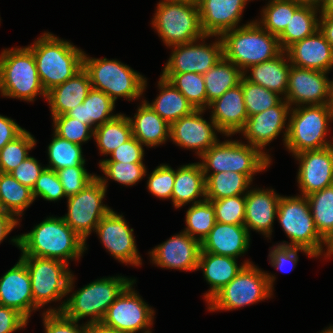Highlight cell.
Segmentation results:
<instances>
[{"label":"cell","mask_w":333,"mask_h":333,"mask_svg":"<svg viewBox=\"0 0 333 333\" xmlns=\"http://www.w3.org/2000/svg\"><path fill=\"white\" fill-rule=\"evenodd\" d=\"M0 305L17 310L27 320L33 310L40 309L33 301L31 278L21 259L0 278Z\"/></svg>","instance_id":"7402d4cb"},{"label":"cell","mask_w":333,"mask_h":333,"mask_svg":"<svg viewBox=\"0 0 333 333\" xmlns=\"http://www.w3.org/2000/svg\"><path fill=\"white\" fill-rule=\"evenodd\" d=\"M66 198L82 191L97 176L89 174L85 167H67L56 171Z\"/></svg>","instance_id":"816d5d0a"},{"label":"cell","mask_w":333,"mask_h":333,"mask_svg":"<svg viewBox=\"0 0 333 333\" xmlns=\"http://www.w3.org/2000/svg\"><path fill=\"white\" fill-rule=\"evenodd\" d=\"M327 73L291 64L284 99L290 106L329 104Z\"/></svg>","instance_id":"e0dca14e"},{"label":"cell","mask_w":333,"mask_h":333,"mask_svg":"<svg viewBox=\"0 0 333 333\" xmlns=\"http://www.w3.org/2000/svg\"><path fill=\"white\" fill-rule=\"evenodd\" d=\"M174 180L175 170L167 164H162L149 175L147 188L156 197L172 200Z\"/></svg>","instance_id":"f5cc1de1"},{"label":"cell","mask_w":333,"mask_h":333,"mask_svg":"<svg viewBox=\"0 0 333 333\" xmlns=\"http://www.w3.org/2000/svg\"><path fill=\"white\" fill-rule=\"evenodd\" d=\"M203 112L204 109H196L170 125V140L182 148L195 149L199 158L218 142L215 131L220 132L212 119L207 122L202 118Z\"/></svg>","instance_id":"ac0fdd59"},{"label":"cell","mask_w":333,"mask_h":333,"mask_svg":"<svg viewBox=\"0 0 333 333\" xmlns=\"http://www.w3.org/2000/svg\"><path fill=\"white\" fill-rule=\"evenodd\" d=\"M0 92L2 96L32 102L37 95L47 97L38 75L32 51L25 48L3 50L0 55Z\"/></svg>","instance_id":"8992f818"},{"label":"cell","mask_w":333,"mask_h":333,"mask_svg":"<svg viewBox=\"0 0 333 333\" xmlns=\"http://www.w3.org/2000/svg\"><path fill=\"white\" fill-rule=\"evenodd\" d=\"M319 6L302 4L293 14L284 31L278 36L280 47L285 51L293 43L313 35L319 29Z\"/></svg>","instance_id":"e575fe53"},{"label":"cell","mask_w":333,"mask_h":333,"mask_svg":"<svg viewBox=\"0 0 333 333\" xmlns=\"http://www.w3.org/2000/svg\"><path fill=\"white\" fill-rule=\"evenodd\" d=\"M203 197V199H198ZM206 200L205 175L200 163L183 165L175 171L172 202L180 208L190 202L193 204Z\"/></svg>","instance_id":"4dcf8cb0"},{"label":"cell","mask_w":333,"mask_h":333,"mask_svg":"<svg viewBox=\"0 0 333 333\" xmlns=\"http://www.w3.org/2000/svg\"><path fill=\"white\" fill-rule=\"evenodd\" d=\"M210 108L213 110L211 119L220 133L227 137L239 133L248 119L241 82L211 102Z\"/></svg>","instance_id":"d4e9b609"},{"label":"cell","mask_w":333,"mask_h":333,"mask_svg":"<svg viewBox=\"0 0 333 333\" xmlns=\"http://www.w3.org/2000/svg\"><path fill=\"white\" fill-rule=\"evenodd\" d=\"M53 135L54 138L48 146L49 166L46 168L57 171L67 167H84L85 159L81 145L63 139L55 133Z\"/></svg>","instance_id":"60d3db41"},{"label":"cell","mask_w":333,"mask_h":333,"mask_svg":"<svg viewBox=\"0 0 333 333\" xmlns=\"http://www.w3.org/2000/svg\"><path fill=\"white\" fill-rule=\"evenodd\" d=\"M115 102L104 92L92 88L82 104L70 110L67 115L89 125L93 130L115 118L112 115Z\"/></svg>","instance_id":"836d02e7"},{"label":"cell","mask_w":333,"mask_h":333,"mask_svg":"<svg viewBox=\"0 0 333 333\" xmlns=\"http://www.w3.org/2000/svg\"><path fill=\"white\" fill-rule=\"evenodd\" d=\"M86 333H122L104 326L102 323H91L86 326Z\"/></svg>","instance_id":"be15d7a7"},{"label":"cell","mask_w":333,"mask_h":333,"mask_svg":"<svg viewBox=\"0 0 333 333\" xmlns=\"http://www.w3.org/2000/svg\"><path fill=\"white\" fill-rule=\"evenodd\" d=\"M247 1L250 0H198L201 27L205 35L218 37L237 28Z\"/></svg>","instance_id":"603a6c76"},{"label":"cell","mask_w":333,"mask_h":333,"mask_svg":"<svg viewBox=\"0 0 333 333\" xmlns=\"http://www.w3.org/2000/svg\"><path fill=\"white\" fill-rule=\"evenodd\" d=\"M317 231L325 239L333 230V184L306 196Z\"/></svg>","instance_id":"7bdbcfd3"},{"label":"cell","mask_w":333,"mask_h":333,"mask_svg":"<svg viewBox=\"0 0 333 333\" xmlns=\"http://www.w3.org/2000/svg\"><path fill=\"white\" fill-rule=\"evenodd\" d=\"M201 242L185 231L156 246L149 254L152 263L162 268L198 270Z\"/></svg>","instance_id":"ffe728a7"},{"label":"cell","mask_w":333,"mask_h":333,"mask_svg":"<svg viewBox=\"0 0 333 333\" xmlns=\"http://www.w3.org/2000/svg\"><path fill=\"white\" fill-rule=\"evenodd\" d=\"M33 201L32 189L22 185L10 173L0 172V204L4 212L18 219Z\"/></svg>","instance_id":"74e56055"},{"label":"cell","mask_w":333,"mask_h":333,"mask_svg":"<svg viewBox=\"0 0 333 333\" xmlns=\"http://www.w3.org/2000/svg\"><path fill=\"white\" fill-rule=\"evenodd\" d=\"M280 197L274 189H253L247 191L245 194L244 226L248 232L250 229L256 230L270 238L273 232V222L277 216Z\"/></svg>","instance_id":"484cf974"},{"label":"cell","mask_w":333,"mask_h":333,"mask_svg":"<svg viewBox=\"0 0 333 333\" xmlns=\"http://www.w3.org/2000/svg\"><path fill=\"white\" fill-rule=\"evenodd\" d=\"M91 89L90 77L82 68L73 77L47 92L46 99L51 109V116L65 115L82 104Z\"/></svg>","instance_id":"83f0119b"},{"label":"cell","mask_w":333,"mask_h":333,"mask_svg":"<svg viewBox=\"0 0 333 333\" xmlns=\"http://www.w3.org/2000/svg\"><path fill=\"white\" fill-rule=\"evenodd\" d=\"M31 278L34 303L40 308L58 301L73 289L74 275L68 264L57 259L21 256Z\"/></svg>","instance_id":"7c38bea8"},{"label":"cell","mask_w":333,"mask_h":333,"mask_svg":"<svg viewBox=\"0 0 333 333\" xmlns=\"http://www.w3.org/2000/svg\"><path fill=\"white\" fill-rule=\"evenodd\" d=\"M167 2H178V3H198V0H162Z\"/></svg>","instance_id":"89a4df30"},{"label":"cell","mask_w":333,"mask_h":333,"mask_svg":"<svg viewBox=\"0 0 333 333\" xmlns=\"http://www.w3.org/2000/svg\"><path fill=\"white\" fill-rule=\"evenodd\" d=\"M32 51L40 82L47 93L83 68L84 51L49 32L34 41Z\"/></svg>","instance_id":"7a4b0ae2"},{"label":"cell","mask_w":333,"mask_h":333,"mask_svg":"<svg viewBox=\"0 0 333 333\" xmlns=\"http://www.w3.org/2000/svg\"><path fill=\"white\" fill-rule=\"evenodd\" d=\"M99 167L104 172L105 177H100L99 180L106 187L108 177L120 184L130 186L135 185L138 181L147 175L146 167L143 163H125V162H100Z\"/></svg>","instance_id":"7dc6e473"},{"label":"cell","mask_w":333,"mask_h":333,"mask_svg":"<svg viewBox=\"0 0 333 333\" xmlns=\"http://www.w3.org/2000/svg\"><path fill=\"white\" fill-rule=\"evenodd\" d=\"M294 156L300 162L297 182L303 196L333 184V145L302 151Z\"/></svg>","instance_id":"d6986e66"},{"label":"cell","mask_w":333,"mask_h":333,"mask_svg":"<svg viewBox=\"0 0 333 333\" xmlns=\"http://www.w3.org/2000/svg\"><path fill=\"white\" fill-rule=\"evenodd\" d=\"M275 276L255 265L247 264L237 276L215 294L207 303L208 309L234 310L271 298Z\"/></svg>","instance_id":"9c48e42d"},{"label":"cell","mask_w":333,"mask_h":333,"mask_svg":"<svg viewBox=\"0 0 333 333\" xmlns=\"http://www.w3.org/2000/svg\"><path fill=\"white\" fill-rule=\"evenodd\" d=\"M36 145V140L30 132L24 130L13 141L7 143L0 150V172L10 173L28 156L30 151Z\"/></svg>","instance_id":"bcb514c9"},{"label":"cell","mask_w":333,"mask_h":333,"mask_svg":"<svg viewBox=\"0 0 333 333\" xmlns=\"http://www.w3.org/2000/svg\"><path fill=\"white\" fill-rule=\"evenodd\" d=\"M297 1L303 4H313L316 6H319L323 2V0H297Z\"/></svg>","instance_id":"a7ac6f4b"},{"label":"cell","mask_w":333,"mask_h":333,"mask_svg":"<svg viewBox=\"0 0 333 333\" xmlns=\"http://www.w3.org/2000/svg\"><path fill=\"white\" fill-rule=\"evenodd\" d=\"M209 201L215 209L216 222L244 225L245 194Z\"/></svg>","instance_id":"681fc988"},{"label":"cell","mask_w":333,"mask_h":333,"mask_svg":"<svg viewBox=\"0 0 333 333\" xmlns=\"http://www.w3.org/2000/svg\"><path fill=\"white\" fill-rule=\"evenodd\" d=\"M52 119L54 133L77 145H82V142L88 141L94 135L93 128L67 114L54 116Z\"/></svg>","instance_id":"c3c4849f"},{"label":"cell","mask_w":333,"mask_h":333,"mask_svg":"<svg viewBox=\"0 0 333 333\" xmlns=\"http://www.w3.org/2000/svg\"><path fill=\"white\" fill-rule=\"evenodd\" d=\"M250 232L244 225L216 222L201 242V251L237 259L249 248Z\"/></svg>","instance_id":"4316f807"},{"label":"cell","mask_w":333,"mask_h":333,"mask_svg":"<svg viewBox=\"0 0 333 333\" xmlns=\"http://www.w3.org/2000/svg\"><path fill=\"white\" fill-rule=\"evenodd\" d=\"M18 220L9 213L0 214V243L19 224Z\"/></svg>","instance_id":"94428289"},{"label":"cell","mask_w":333,"mask_h":333,"mask_svg":"<svg viewBox=\"0 0 333 333\" xmlns=\"http://www.w3.org/2000/svg\"><path fill=\"white\" fill-rule=\"evenodd\" d=\"M285 132L284 145L293 155L306 150H320L333 145L327 141L328 125L333 120L329 104L291 108Z\"/></svg>","instance_id":"277c9868"},{"label":"cell","mask_w":333,"mask_h":333,"mask_svg":"<svg viewBox=\"0 0 333 333\" xmlns=\"http://www.w3.org/2000/svg\"><path fill=\"white\" fill-rule=\"evenodd\" d=\"M218 41L206 45L191 43L172 46V53L162 73H199L205 74L223 57V44ZM197 43V44H196Z\"/></svg>","instance_id":"2e32d148"},{"label":"cell","mask_w":333,"mask_h":333,"mask_svg":"<svg viewBox=\"0 0 333 333\" xmlns=\"http://www.w3.org/2000/svg\"><path fill=\"white\" fill-rule=\"evenodd\" d=\"M185 221L187 228L184 231L202 242L216 224L215 209L211 201L192 204L186 212Z\"/></svg>","instance_id":"ee69618b"},{"label":"cell","mask_w":333,"mask_h":333,"mask_svg":"<svg viewBox=\"0 0 333 333\" xmlns=\"http://www.w3.org/2000/svg\"><path fill=\"white\" fill-rule=\"evenodd\" d=\"M289 62L287 53L285 54V51H282L277 57L271 60L248 67L250 75L243 74V77L279 95H286L291 68Z\"/></svg>","instance_id":"1f68e13d"},{"label":"cell","mask_w":333,"mask_h":333,"mask_svg":"<svg viewBox=\"0 0 333 333\" xmlns=\"http://www.w3.org/2000/svg\"><path fill=\"white\" fill-rule=\"evenodd\" d=\"M138 107L134 119L129 117L134 136L142 145L155 147L170 138V124L162 119L147 101Z\"/></svg>","instance_id":"f546056e"},{"label":"cell","mask_w":333,"mask_h":333,"mask_svg":"<svg viewBox=\"0 0 333 333\" xmlns=\"http://www.w3.org/2000/svg\"><path fill=\"white\" fill-rule=\"evenodd\" d=\"M319 8L321 9H319L318 12L321 13V15H333V0H323Z\"/></svg>","instance_id":"e7e4bbea"},{"label":"cell","mask_w":333,"mask_h":333,"mask_svg":"<svg viewBox=\"0 0 333 333\" xmlns=\"http://www.w3.org/2000/svg\"><path fill=\"white\" fill-rule=\"evenodd\" d=\"M1 213H4V210L2 209L1 204H0V214Z\"/></svg>","instance_id":"8c879c8a"},{"label":"cell","mask_w":333,"mask_h":333,"mask_svg":"<svg viewBox=\"0 0 333 333\" xmlns=\"http://www.w3.org/2000/svg\"><path fill=\"white\" fill-rule=\"evenodd\" d=\"M22 251L21 256L57 259L69 263V259L82 256L86 241L74 232L63 217H47L29 233L11 239Z\"/></svg>","instance_id":"6da1fadb"},{"label":"cell","mask_w":333,"mask_h":333,"mask_svg":"<svg viewBox=\"0 0 333 333\" xmlns=\"http://www.w3.org/2000/svg\"><path fill=\"white\" fill-rule=\"evenodd\" d=\"M157 5L152 25L167 47L210 37L202 30L197 3L160 1Z\"/></svg>","instance_id":"ba28073f"},{"label":"cell","mask_w":333,"mask_h":333,"mask_svg":"<svg viewBox=\"0 0 333 333\" xmlns=\"http://www.w3.org/2000/svg\"><path fill=\"white\" fill-rule=\"evenodd\" d=\"M93 136L101 154L110 155L117 147L132 137L129 117L118 114L110 121L96 127Z\"/></svg>","instance_id":"f35d334b"},{"label":"cell","mask_w":333,"mask_h":333,"mask_svg":"<svg viewBox=\"0 0 333 333\" xmlns=\"http://www.w3.org/2000/svg\"><path fill=\"white\" fill-rule=\"evenodd\" d=\"M32 195L34 200L38 196H41V198L47 201H58L64 196L66 198L57 172L47 168L42 171L37 179L32 189Z\"/></svg>","instance_id":"f907efd6"},{"label":"cell","mask_w":333,"mask_h":333,"mask_svg":"<svg viewBox=\"0 0 333 333\" xmlns=\"http://www.w3.org/2000/svg\"><path fill=\"white\" fill-rule=\"evenodd\" d=\"M195 109H207V95L203 74L199 73H162Z\"/></svg>","instance_id":"b9f144b4"},{"label":"cell","mask_w":333,"mask_h":333,"mask_svg":"<svg viewBox=\"0 0 333 333\" xmlns=\"http://www.w3.org/2000/svg\"><path fill=\"white\" fill-rule=\"evenodd\" d=\"M95 232L104 244V247L119 262L131 265H142L138 253L133 228H129L122 215L111 209L97 224Z\"/></svg>","instance_id":"9a60e30c"},{"label":"cell","mask_w":333,"mask_h":333,"mask_svg":"<svg viewBox=\"0 0 333 333\" xmlns=\"http://www.w3.org/2000/svg\"><path fill=\"white\" fill-rule=\"evenodd\" d=\"M291 108L284 99L278 105L248 117L239 133L247 138L249 145L259 149L271 160L270 155L262 149L271 143L286 126V119Z\"/></svg>","instance_id":"44dd1931"},{"label":"cell","mask_w":333,"mask_h":333,"mask_svg":"<svg viewBox=\"0 0 333 333\" xmlns=\"http://www.w3.org/2000/svg\"><path fill=\"white\" fill-rule=\"evenodd\" d=\"M223 57L237 66L243 74L248 67L271 60L283 50L278 36L266 31L258 21L248 22L220 36Z\"/></svg>","instance_id":"3957f363"},{"label":"cell","mask_w":333,"mask_h":333,"mask_svg":"<svg viewBox=\"0 0 333 333\" xmlns=\"http://www.w3.org/2000/svg\"><path fill=\"white\" fill-rule=\"evenodd\" d=\"M205 175L206 200H219L246 194L251 180L247 175L236 172H220Z\"/></svg>","instance_id":"8d00e7d4"},{"label":"cell","mask_w":333,"mask_h":333,"mask_svg":"<svg viewBox=\"0 0 333 333\" xmlns=\"http://www.w3.org/2000/svg\"><path fill=\"white\" fill-rule=\"evenodd\" d=\"M327 246V253L325 252V256L330 257L331 254L333 255V230L328 234V236L324 239V244Z\"/></svg>","instance_id":"03108f58"},{"label":"cell","mask_w":333,"mask_h":333,"mask_svg":"<svg viewBox=\"0 0 333 333\" xmlns=\"http://www.w3.org/2000/svg\"><path fill=\"white\" fill-rule=\"evenodd\" d=\"M200 162L204 174L220 172H236L247 175L251 180L255 173L268 168L271 160L259 149L239 142L227 140L217 142L205 151Z\"/></svg>","instance_id":"8fae6325"},{"label":"cell","mask_w":333,"mask_h":333,"mask_svg":"<svg viewBox=\"0 0 333 333\" xmlns=\"http://www.w3.org/2000/svg\"><path fill=\"white\" fill-rule=\"evenodd\" d=\"M302 4L297 0H270L263 8L262 18L258 23L270 34L279 36Z\"/></svg>","instance_id":"ab89813d"},{"label":"cell","mask_w":333,"mask_h":333,"mask_svg":"<svg viewBox=\"0 0 333 333\" xmlns=\"http://www.w3.org/2000/svg\"><path fill=\"white\" fill-rule=\"evenodd\" d=\"M28 320L17 310L0 305V333H12L23 329Z\"/></svg>","instance_id":"680465c9"},{"label":"cell","mask_w":333,"mask_h":333,"mask_svg":"<svg viewBox=\"0 0 333 333\" xmlns=\"http://www.w3.org/2000/svg\"><path fill=\"white\" fill-rule=\"evenodd\" d=\"M45 333H86L87 323L78 326V321L69 319L62 312H43Z\"/></svg>","instance_id":"db71d44e"},{"label":"cell","mask_w":333,"mask_h":333,"mask_svg":"<svg viewBox=\"0 0 333 333\" xmlns=\"http://www.w3.org/2000/svg\"><path fill=\"white\" fill-rule=\"evenodd\" d=\"M287 53L290 64L329 73L333 68V48L319 29L311 36L289 46Z\"/></svg>","instance_id":"cb8c5ba5"},{"label":"cell","mask_w":333,"mask_h":333,"mask_svg":"<svg viewBox=\"0 0 333 333\" xmlns=\"http://www.w3.org/2000/svg\"><path fill=\"white\" fill-rule=\"evenodd\" d=\"M207 108L215 99L221 97L227 90L240 84L243 72L232 62L222 57L211 69L203 74Z\"/></svg>","instance_id":"d590c367"},{"label":"cell","mask_w":333,"mask_h":333,"mask_svg":"<svg viewBox=\"0 0 333 333\" xmlns=\"http://www.w3.org/2000/svg\"><path fill=\"white\" fill-rule=\"evenodd\" d=\"M247 264H251V262L247 260L238 266L235 258L201 251L198 270L200 268L203 270L204 278L210 285V290L204 295L206 301L208 302L231 282Z\"/></svg>","instance_id":"f1b7e54d"},{"label":"cell","mask_w":333,"mask_h":333,"mask_svg":"<svg viewBox=\"0 0 333 333\" xmlns=\"http://www.w3.org/2000/svg\"><path fill=\"white\" fill-rule=\"evenodd\" d=\"M133 281L122 276L97 279L75 291L58 309L49 308L47 312H62L75 321L90 316L87 324L101 323L109 306Z\"/></svg>","instance_id":"5b68a950"},{"label":"cell","mask_w":333,"mask_h":333,"mask_svg":"<svg viewBox=\"0 0 333 333\" xmlns=\"http://www.w3.org/2000/svg\"><path fill=\"white\" fill-rule=\"evenodd\" d=\"M106 187L96 177L82 191L67 197L68 213L63 216L65 223L85 241L97 224L111 210L102 200Z\"/></svg>","instance_id":"4fadbf2b"},{"label":"cell","mask_w":333,"mask_h":333,"mask_svg":"<svg viewBox=\"0 0 333 333\" xmlns=\"http://www.w3.org/2000/svg\"><path fill=\"white\" fill-rule=\"evenodd\" d=\"M320 333H333V326H330L328 329H326L325 331H322Z\"/></svg>","instance_id":"2644e50d"},{"label":"cell","mask_w":333,"mask_h":333,"mask_svg":"<svg viewBox=\"0 0 333 333\" xmlns=\"http://www.w3.org/2000/svg\"><path fill=\"white\" fill-rule=\"evenodd\" d=\"M241 86L248 117L276 106L284 99L279 97L278 93L252 83L244 77L241 79Z\"/></svg>","instance_id":"f6af8a7d"},{"label":"cell","mask_w":333,"mask_h":333,"mask_svg":"<svg viewBox=\"0 0 333 333\" xmlns=\"http://www.w3.org/2000/svg\"><path fill=\"white\" fill-rule=\"evenodd\" d=\"M277 218L291 241L280 245L308 250L314 257L323 253L324 238L317 231L306 196H281Z\"/></svg>","instance_id":"30bf717a"},{"label":"cell","mask_w":333,"mask_h":333,"mask_svg":"<svg viewBox=\"0 0 333 333\" xmlns=\"http://www.w3.org/2000/svg\"><path fill=\"white\" fill-rule=\"evenodd\" d=\"M329 105L333 107V81H328Z\"/></svg>","instance_id":"003e7915"},{"label":"cell","mask_w":333,"mask_h":333,"mask_svg":"<svg viewBox=\"0 0 333 333\" xmlns=\"http://www.w3.org/2000/svg\"><path fill=\"white\" fill-rule=\"evenodd\" d=\"M110 155V159L100 160V162L143 163L144 148L142 144L132 136L125 143L117 147Z\"/></svg>","instance_id":"11a10c76"},{"label":"cell","mask_w":333,"mask_h":333,"mask_svg":"<svg viewBox=\"0 0 333 333\" xmlns=\"http://www.w3.org/2000/svg\"><path fill=\"white\" fill-rule=\"evenodd\" d=\"M131 282L109 306L102 324L122 333H151L154 310L133 290Z\"/></svg>","instance_id":"5bb4252c"},{"label":"cell","mask_w":333,"mask_h":333,"mask_svg":"<svg viewBox=\"0 0 333 333\" xmlns=\"http://www.w3.org/2000/svg\"><path fill=\"white\" fill-rule=\"evenodd\" d=\"M24 130L11 118L0 115V150Z\"/></svg>","instance_id":"91938a15"},{"label":"cell","mask_w":333,"mask_h":333,"mask_svg":"<svg viewBox=\"0 0 333 333\" xmlns=\"http://www.w3.org/2000/svg\"><path fill=\"white\" fill-rule=\"evenodd\" d=\"M83 68L90 77L92 88L104 92L114 102L118 97L128 101L139 99L146 89L147 79L117 60L90 58L84 53Z\"/></svg>","instance_id":"52a82bcc"},{"label":"cell","mask_w":333,"mask_h":333,"mask_svg":"<svg viewBox=\"0 0 333 333\" xmlns=\"http://www.w3.org/2000/svg\"><path fill=\"white\" fill-rule=\"evenodd\" d=\"M160 94L152 103L147 102L151 108L168 124H172L181 117L190 115L195 107L184 95L167 79L160 76L158 81Z\"/></svg>","instance_id":"d6a6232c"},{"label":"cell","mask_w":333,"mask_h":333,"mask_svg":"<svg viewBox=\"0 0 333 333\" xmlns=\"http://www.w3.org/2000/svg\"><path fill=\"white\" fill-rule=\"evenodd\" d=\"M273 249L269 252V259L271 265L279 270V271H285V266L291 264V268H295L296 263L298 261L297 253L298 251L304 252L310 257H314L308 250L302 249V248H296L291 246H284L278 244L277 246L272 247ZM288 272V271H285Z\"/></svg>","instance_id":"9f6ffc18"},{"label":"cell","mask_w":333,"mask_h":333,"mask_svg":"<svg viewBox=\"0 0 333 333\" xmlns=\"http://www.w3.org/2000/svg\"><path fill=\"white\" fill-rule=\"evenodd\" d=\"M319 31L333 48V15H320Z\"/></svg>","instance_id":"6125c7cd"},{"label":"cell","mask_w":333,"mask_h":333,"mask_svg":"<svg viewBox=\"0 0 333 333\" xmlns=\"http://www.w3.org/2000/svg\"><path fill=\"white\" fill-rule=\"evenodd\" d=\"M45 168L34 157L28 156L10 174L22 185L33 189L37 179Z\"/></svg>","instance_id":"6f0895ef"}]
</instances>
